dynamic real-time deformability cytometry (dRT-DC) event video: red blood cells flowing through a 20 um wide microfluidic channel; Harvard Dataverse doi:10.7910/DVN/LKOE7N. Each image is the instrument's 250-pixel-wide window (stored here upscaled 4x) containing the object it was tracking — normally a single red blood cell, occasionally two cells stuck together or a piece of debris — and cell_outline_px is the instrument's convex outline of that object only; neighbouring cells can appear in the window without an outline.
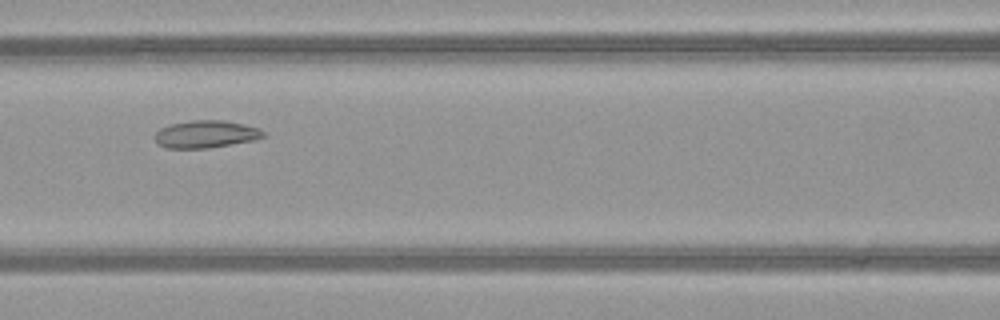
{"species": "common noctule bat (a hibernating species)", "species_latin": "Nyctalus noctula", "temperature_condition": "warm", "stored_images_in_passage": 8, "camera_frame_rate_fps": 3000, "um_per_image_px": 0.085, "animal": {"sex": "female", "body_mass_g": 21.9}, "frame": {"image": 1, "passage_image": 8, "time_ms": 2.333, "image_size_px": [1000, 320], "cell_outline_px": [[264, 136], [252, 140], [208, 148], [168, 148], [160, 144], [156, 140], [156, 132], [160, 128], [172, 124], [192, 120], [224, 120], [244, 124], [256, 128], [264, 132]], "centroid_in_image_um": [17.48, 11.39], "position_along_channel_um": 149.1, "area_um2": 16.94}}